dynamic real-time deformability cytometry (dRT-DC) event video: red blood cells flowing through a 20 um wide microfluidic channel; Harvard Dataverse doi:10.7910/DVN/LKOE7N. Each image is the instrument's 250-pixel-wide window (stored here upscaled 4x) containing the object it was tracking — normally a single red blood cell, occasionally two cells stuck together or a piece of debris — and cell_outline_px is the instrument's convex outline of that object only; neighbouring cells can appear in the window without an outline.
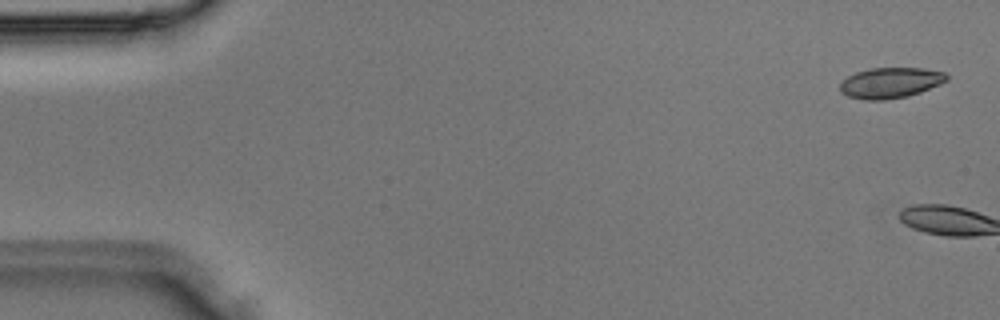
{"species": "Egyptian fruit bat (a non-hibernating species)", "species_latin": "Rousettus aegyptiacus", "temperature_condition": "room temperature", "stored_images_in_passage": 4, "camera_frame_rate_fps": 3000, "um_per_image_px": 0.085, "animal": {"sex": "male"}, "frame": {"image": 1, "passage_image": 1, "time_ms": 0.0, "image_size_px": [1000, 320], "cell_outline_px": [[948, 80], [940, 84], [920, 92], [908, 96], [884, 100], [864, 100], [848, 96], [840, 92], [840, 84], [848, 76], [856, 72], [868, 68], [924, 68], [944, 72], [948, 76]], "centroid_in_image_um": [75.69, 7.03], "position_along_channel_um": 9.3, "area_um2": 19.07}}